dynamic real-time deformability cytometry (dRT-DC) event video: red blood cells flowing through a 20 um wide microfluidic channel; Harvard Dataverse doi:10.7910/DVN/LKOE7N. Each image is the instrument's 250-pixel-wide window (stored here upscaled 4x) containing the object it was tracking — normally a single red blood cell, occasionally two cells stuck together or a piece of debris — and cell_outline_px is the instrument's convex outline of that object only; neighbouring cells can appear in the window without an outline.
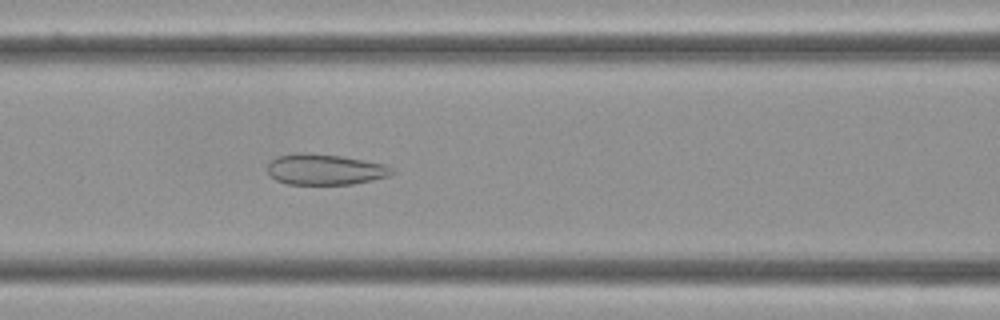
{"species": "Egyptian fruit bat (a non-hibernating species)", "species_latin": "Rousettus aegyptiacus", "temperature_condition": "cold", "stored_images_in_passage": 50, "camera_frame_rate_fps": 3000, "um_per_image_px": 0.085, "frame": {"image": 1, "passage_image": 22, "time_ms": 7.0, "image_size_px": [1000, 320], "cell_outline_px": [[396, 172], [388, 176], [352, 184], [288, 184], [276, 180], [268, 172], [268, 164], [276, 156], [296, 152], [308, 152], [340, 156], [384, 164], [392, 168]], "centroid_in_image_um": [27.6, 14.39], "position_along_channel_um": 139.0, "area_um2": 22.25}}
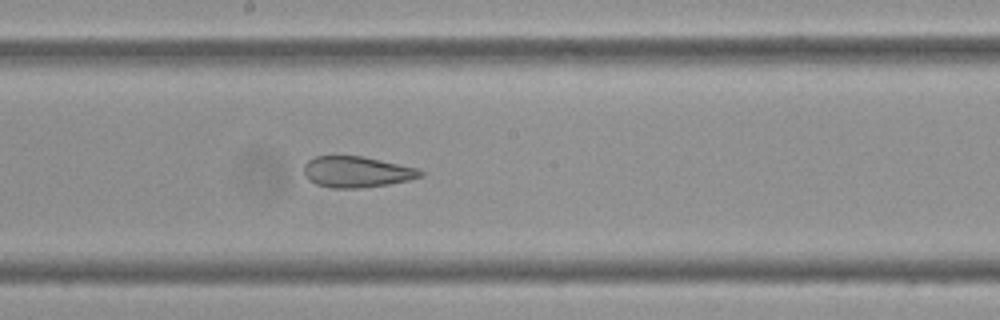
{"frame": {"image": 2, "passage_image": 29, "time_ms": 9.333, "image_size_px": [1000, 320], "cell_outline_px": [[424, 176], [408, 180], [388, 184], [356, 188], [332, 188], [316, 184], [308, 180], [304, 176], [304, 164], [308, 160], [316, 156], [364, 156], [416, 168], [424, 172]], "centroid_in_image_um": [30.29, 14.61], "position_along_channel_um": 217.9, "area_um2": 21.04}}
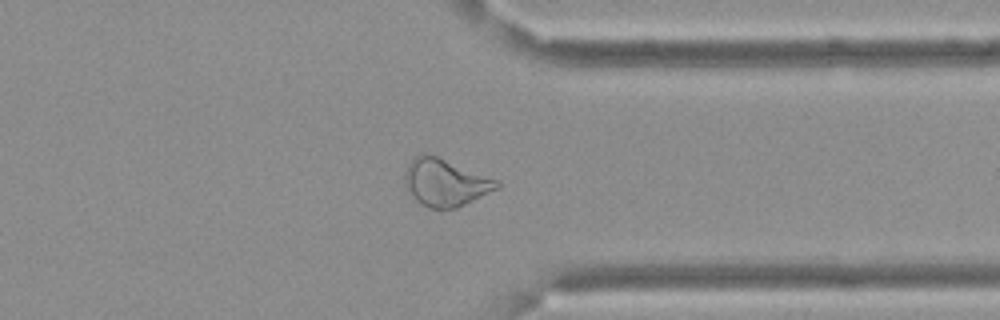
{"frame": {"image": 3, "passage_image": 43, "time_ms": 14.0, "image_size_px": [1000, 320], "cell_outline_px": [[500, 188], [456, 208], [428, 208], [420, 204], [412, 196], [408, 188], [404, 176], [404, 172], [408, 164], [416, 156], [424, 152], [436, 156], [500, 180]], "centroid_in_image_um": [37.88, 15.51], "position_along_channel_um": 373.5, "area_um2": 25.26}, "authors_computed_cell_mechanics": {"area_um2": 25.4898, "velocity_mm_per_s": 3.3817, "shape_relaxation_time_tau1_ms": null, "shape_relaxation_time_tau2_ms": 1.5104, "deformation_change_tau1": null, "deformation_change_tau2": 0.0927}}